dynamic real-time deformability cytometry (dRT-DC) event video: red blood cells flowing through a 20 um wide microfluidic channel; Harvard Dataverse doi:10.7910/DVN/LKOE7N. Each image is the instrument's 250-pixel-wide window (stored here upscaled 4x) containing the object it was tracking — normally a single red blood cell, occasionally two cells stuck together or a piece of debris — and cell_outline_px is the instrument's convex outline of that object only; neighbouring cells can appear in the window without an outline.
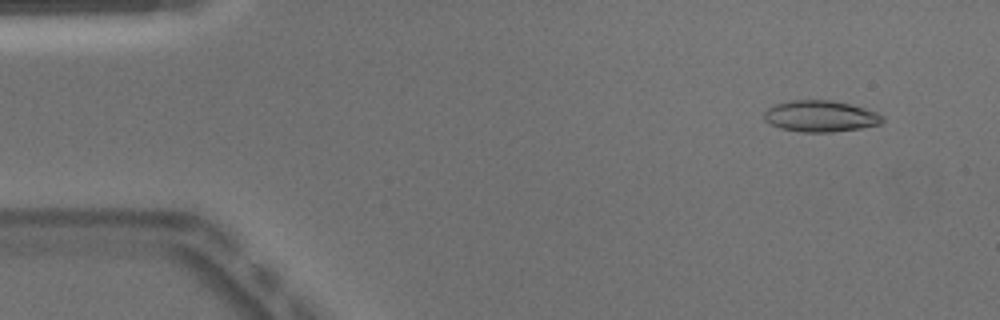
{"species": "Egyptian fruit bat (a non-hibernating species)", "species_latin": "Rousettus aegyptiacus", "temperature_condition": "warm", "stored_images_in_passage": 50, "camera_frame_rate_fps": 3000, "um_per_image_px": 0.085, "animal": {"sex": "male"}, "frame": {"image": 1, "passage_image": 4, "time_ms": 1.0, "image_size_px": [1000, 320], "cell_outline_px": [[884, 120], [880, 124], [860, 128], [832, 132], [800, 132], [780, 128], [764, 120], [764, 112], [768, 108], [776, 104], [788, 100], [832, 100], [852, 104], [876, 112], [884, 116]], "centroid_in_image_um": [69.74, 9.87], "position_along_channel_um": 15.3, "area_um2": 21.68}}
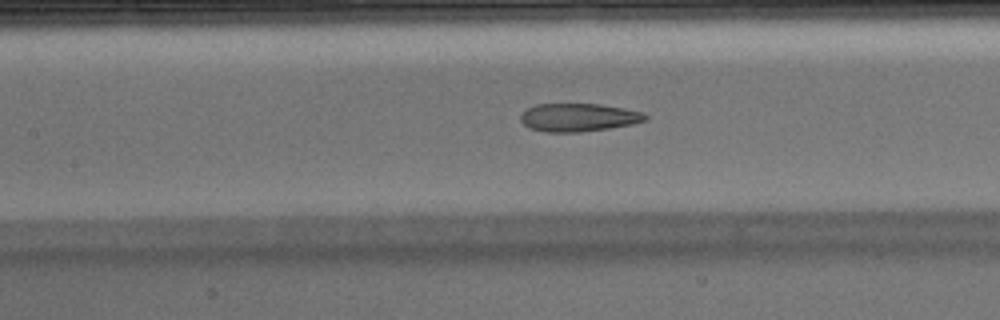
{"frame": {"image": 2, "passage_image": 22, "time_ms": 7.0, "image_size_px": [1000, 320], "cell_outline_px": [[648, 120], [632, 124], [608, 128], [580, 132], [544, 132], [528, 128], [520, 120], [520, 116], [528, 108], [536, 104], [600, 104], [624, 108], [644, 112], [648, 116]], "centroid_in_image_um": [49.19, 9.98], "position_along_channel_um": 158.2, "area_um2": 20.52}}
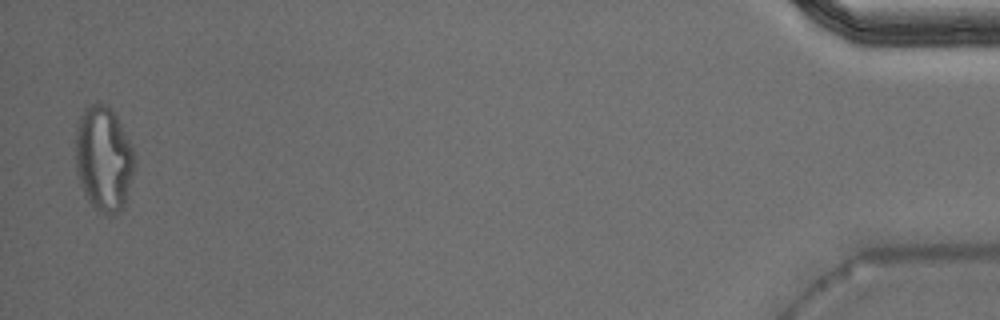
{"frame": {"image": 3, "passage_image": 49, "time_ms": 16.0, "image_size_px": [1000, 320], "cell_outline_px": [[136, 160], [124, 208], [116, 216], [108, 216], [100, 212], [88, 200], [80, 184], [76, 172], [76, 128], [80, 116], [84, 108], [88, 104], [104, 104], [116, 116], [132, 144]], "centroid_in_image_um": [8.82, 13.53], "position_along_channel_um": 426.4, "area_um2": 36.36}, "authors_computed_cell_mechanics": {"area_um2": 21.7039, "velocity_mm_per_s": 4.0042, "shape_relaxation_time_tau1_ms": null, "shape_relaxation_time_tau2_ms": 1.2131, "deformation_change_tau1": null, "deformation_change_tau2": 0.1065}}